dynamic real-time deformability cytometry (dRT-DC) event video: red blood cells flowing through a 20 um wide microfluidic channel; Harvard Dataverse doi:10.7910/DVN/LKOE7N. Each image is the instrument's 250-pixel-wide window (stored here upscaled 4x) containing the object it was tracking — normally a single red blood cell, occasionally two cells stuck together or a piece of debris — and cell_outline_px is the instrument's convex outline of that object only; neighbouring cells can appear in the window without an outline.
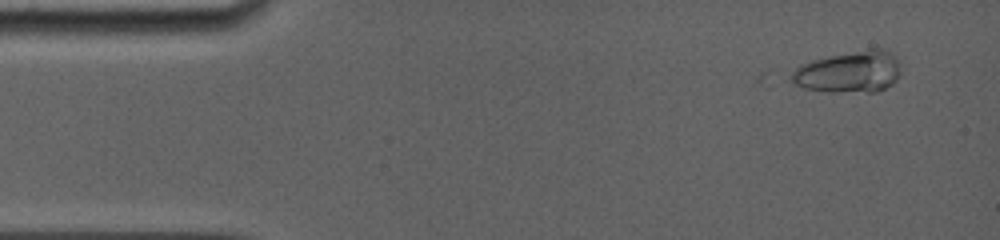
{"species": "common noctule bat (a hibernating species)", "species_latin": "Nyctalus noctula", "temperature_condition": "room temperature", "stored_images_in_passage": 4, "camera_frame_rate_fps": 5000, "um_per_image_px": 0.085, "animal": {"sex": "female", "body_mass_g": 19.0, "forearm_length_mm": 56.7}, "frame": {"image": 1, "passage_image": 4, "time_ms": 0.4, "image_size_px": [1000, 240], "cell_outline_px": [[900, 72], [896, 80], [892, 84], [876, 92], [828, 92], [804, 88], [784, 80], [800, 64], [812, 60], [872, 48], [888, 48], [900, 60]], "centroid_in_image_um": [72.16, 6.12], "position_along_channel_um": 12.8, "area_um2": 27.05}}